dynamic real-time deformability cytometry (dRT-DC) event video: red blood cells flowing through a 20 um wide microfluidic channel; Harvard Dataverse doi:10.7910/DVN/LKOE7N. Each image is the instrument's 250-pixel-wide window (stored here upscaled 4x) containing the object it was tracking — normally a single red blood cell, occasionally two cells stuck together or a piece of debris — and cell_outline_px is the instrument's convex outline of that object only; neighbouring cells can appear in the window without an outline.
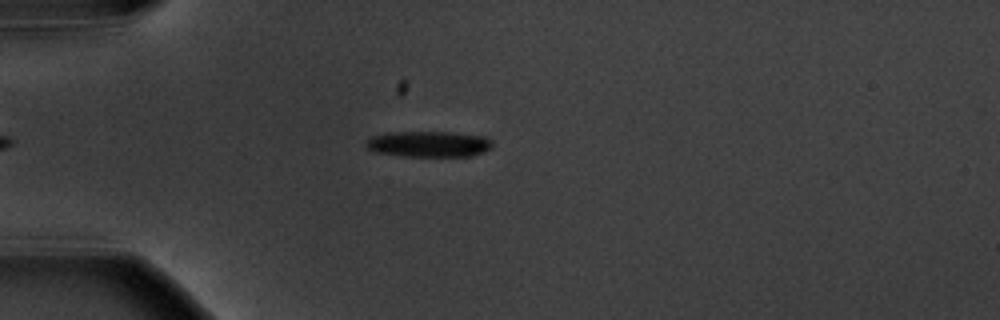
{"species": "common noctule bat (a hibernating species)", "species_latin": "Nyctalus noctula", "temperature_condition": "warm", "stored_images_in_passage": 4, "camera_frame_rate_fps": 3000, "um_per_image_px": 0.085, "animal": {"sex": "male", "body_mass_g": 20.1, "forearm_length_mm": 53.5}, "frame": {"image": 1, "passage_image": 2, "time_ms": 1.0, "image_size_px": [1000, 320], "cell_outline_px": [[492, 148], [484, 152], [472, 156], [404, 156], [376, 152], [368, 148], [364, 144], [372, 136], [388, 132], [452, 132], [488, 136], [492, 140]], "centroid_in_image_um": [36.51, 12.23], "position_along_channel_um": 48.5, "area_um2": 19.25}}